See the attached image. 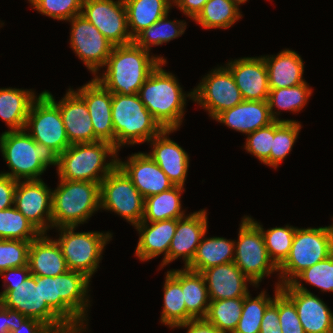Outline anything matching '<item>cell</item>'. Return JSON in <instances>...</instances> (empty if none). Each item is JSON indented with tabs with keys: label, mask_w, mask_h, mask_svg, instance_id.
<instances>
[{
	"label": "cell",
	"mask_w": 333,
	"mask_h": 333,
	"mask_svg": "<svg viewBox=\"0 0 333 333\" xmlns=\"http://www.w3.org/2000/svg\"><path fill=\"white\" fill-rule=\"evenodd\" d=\"M280 289L294 302L305 333H333V313L299 280L282 285Z\"/></svg>",
	"instance_id": "cell-18"
},
{
	"label": "cell",
	"mask_w": 333,
	"mask_h": 333,
	"mask_svg": "<svg viewBox=\"0 0 333 333\" xmlns=\"http://www.w3.org/2000/svg\"><path fill=\"white\" fill-rule=\"evenodd\" d=\"M249 218L261 229L268 255L274 264L279 267L290 253L297 227L288 224L284 227H273L264 230L260 223L252 219L251 216Z\"/></svg>",
	"instance_id": "cell-42"
},
{
	"label": "cell",
	"mask_w": 333,
	"mask_h": 333,
	"mask_svg": "<svg viewBox=\"0 0 333 333\" xmlns=\"http://www.w3.org/2000/svg\"><path fill=\"white\" fill-rule=\"evenodd\" d=\"M168 13L150 27L141 31L133 42L150 52L152 46L162 45L184 34L186 22L168 20Z\"/></svg>",
	"instance_id": "cell-38"
},
{
	"label": "cell",
	"mask_w": 333,
	"mask_h": 333,
	"mask_svg": "<svg viewBox=\"0 0 333 333\" xmlns=\"http://www.w3.org/2000/svg\"><path fill=\"white\" fill-rule=\"evenodd\" d=\"M17 180L0 174V210L14 206V194Z\"/></svg>",
	"instance_id": "cell-50"
},
{
	"label": "cell",
	"mask_w": 333,
	"mask_h": 333,
	"mask_svg": "<svg viewBox=\"0 0 333 333\" xmlns=\"http://www.w3.org/2000/svg\"><path fill=\"white\" fill-rule=\"evenodd\" d=\"M273 299L265 291L252 299L249 292L244 297L241 318L234 333H259L264 312Z\"/></svg>",
	"instance_id": "cell-43"
},
{
	"label": "cell",
	"mask_w": 333,
	"mask_h": 333,
	"mask_svg": "<svg viewBox=\"0 0 333 333\" xmlns=\"http://www.w3.org/2000/svg\"><path fill=\"white\" fill-rule=\"evenodd\" d=\"M40 234L14 206L0 210V239L31 242Z\"/></svg>",
	"instance_id": "cell-41"
},
{
	"label": "cell",
	"mask_w": 333,
	"mask_h": 333,
	"mask_svg": "<svg viewBox=\"0 0 333 333\" xmlns=\"http://www.w3.org/2000/svg\"><path fill=\"white\" fill-rule=\"evenodd\" d=\"M118 150L107 141L70 145L59 155L58 176L70 181H101L118 165ZM111 156L109 162L106 158Z\"/></svg>",
	"instance_id": "cell-5"
},
{
	"label": "cell",
	"mask_w": 333,
	"mask_h": 333,
	"mask_svg": "<svg viewBox=\"0 0 333 333\" xmlns=\"http://www.w3.org/2000/svg\"><path fill=\"white\" fill-rule=\"evenodd\" d=\"M242 16L239 7L230 0H209L194 19L204 29L231 27Z\"/></svg>",
	"instance_id": "cell-37"
},
{
	"label": "cell",
	"mask_w": 333,
	"mask_h": 333,
	"mask_svg": "<svg viewBox=\"0 0 333 333\" xmlns=\"http://www.w3.org/2000/svg\"><path fill=\"white\" fill-rule=\"evenodd\" d=\"M270 89L297 86L306 82L303 79L304 61L293 50L285 49L277 55L263 56Z\"/></svg>",
	"instance_id": "cell-29"
},
{
	"label": "cell",
	"mask_w": 333,
	"mask_h": 333,
	"mask_svg": "<svg viewBox=\"0 0 333 333\" xmlns=\"http://www.w3.org/2000/svg\"><path fill=\"white\" fill-rule=\"evenodd\" d=\"M183 191H185L183 186L174 185L166 191L145 198L142 222H158L185 217V210H182L181 204Z\"/></svg>",
	"instance_id": "cell-34"
},
{
	"label": "cell",
	"mask_w": 333,
	"mask_h": 333,
	"mask_svg": "<svg viewBox=\"0 0 333 333\" xmlns=\"http://www.w3.org/2000/svg\"><path fill=\"white\" fill-rule=\"evenodd\" d=\"M90 280L85 274L72 270L55 277L41 276L42 300L74 332H86Z\"/></svg>",
	"instance_id": "cell-2"
},
{
	"label": "cell",
	"mask_w": 333,
	"mask_h": 333,
	"mask_svg": "<svg viewBox=\"0 0 333 333\" xmlns=\"http://www.w3.org/2000/svg\"><path fill=\"white\" fill-rule=\"evenodd\" d=\"M305 281L324 292H333V256L304 269L294 280Z\"/></svg>",
	"instance_id": "cell-47"
},
{
	"label": "cell",
	"mask_w": 333,
	"mask_h": 333,
	"mask_svg": "<svg viewBox=\"0 0 333 333\" xmlns=\"http://www.w3.org/2000/svg\"><path fill=\"white\" fill-rule=\"evenodd\" d=\"M76 226L59 227V238L55 239L61 248L69 270L78 271L91 279L99 267L102 253L108 241L109 232H74Z\"/></svg>",
	"instance_id": "cell-10"
},
{
	"label": "cell",
	"mask_w": 333,
	"mask_h": 333,
	"mask_svg": "<svg viewBox=\"0 0 333 333\" xmlns=\"http://www.w3.org/2000/svg\"><path fill=\"white\" fill-rule=\"evenodd\" d=\"M208 1L209 0H173V5L177 6L180 11H183L184 15L194 20Z\"/></svg>",
	"instance_id": "cell-53"
},
{
	"label": "cell",
	"mask_w": 333,
	"mask_h": 333,
	"mask_svg": "<svg viewBox=\"0 0 333 333\" xmlns=\"http://www.w3.org/2000/svg\"><path fill=\"white\" fill-rule=\"evenodd\" d=\"M194 102L208 111L213 119L244 99L230 70L225 66L212 69L193 89Z\"/></svg>",
	"instance_id": "cell-14"
},
{
	"label": "cell",
	"mask_w": 333,
	"mask_h": 333,
	"mask_svg": "<svg viewBox=\"0 0 333 333\" xmlns=\"http://www.w3.org/2000/svg\"><path fill=\"white\" fill-rule=\"evenodd\" d=\"M33 90L0 88V118L10 131L23 130L32 102L38 97Z\"/></svg>",
	"instance_id": "cell-30"
},
{
	"label": "cell",
	"mask_w": 333,
	"mask_h": 333,
	"mask_svg": "<svg viewBox=\"0 0 333 333\" xmlns=\"http://www.w3.org/2000/svg\"><path fill=\"white\" fill-rule=\"evenodd\" d=\"M311 95L312 89L307 82L293 87L270 89L267 102L272 119L274 121H281L277 116L280 114L278 112L280 110L300 112L307 104ZM275 107L278 111H275Z\"/></svg>",
	"instance_id": "cell-36"
},
{
	"label": "cell",
	"mask_w": 333,
	"mask_h": 333,
	"mask_svg": "<svg viewBox=\"0 0 333 333\" xmlns=\"http://www.w3.org/2000/svg\"><path fill=\"white\" fill-rule=\"evenodd\" d=\"M331 255V225L296 228L290 253L278 267L279 286L288 284L304 269Z\"/></svg>",
	"instance_id": "cell-8"
},
{
	"label": "cell",
	"mask_w": 333,
	"mask_h": 333,
	"mask_svg": "<svg viewBox=\"0 0 333 333\" xmlns=\"http://www.w3.org/2000/svg\"><path fill=\"white\" fill-rule=\"evenodd\" d=\"M207 218V212L203 209L177 219L176 231L168 252V264L178 257L185 261L184 268L191 263L203 235L207 232Z\"/></svg>",
	"instance_id": "cell-24"
},
{
	"label": "cell",
	"mask_w": 333,
	"mask_h": 333,
	"mask_svg": "<svg viewBox=\"0 0 333 333\" xmlns=\"http://www.w3.org/2000/svg\"><path fill=\"white\" fill-rule=\"evenodd\" d=\"M0 303L7 308L17 310L27 318H34L48 326L54 333L74 332L46 303L42 300L41 276L29 275L25 281L17 285H3Z\"/></svg>",
	"instance_id": "cell-9"
},
{
	"label": "cell",
	"mask_w": 333,
	"mask_h": 333,
	"mask_svg": "<svg viewBox=\"0 0 333 333\" xmlns=\"http://www.w3.org/2000/svg\"><path fill=\"white\" fill-rule=\"evenodd\" d=\"M118 166L131 179L144 199L174 186L168 176L147 153H134L124 162L118 158Z\"/></svg>",
	"instance_id": "cell-20"
},
{
	"label": "cell",
	"mask_w": 333,
	"mask_h": 333,
	"mask_svg": "<svg viewBox=\"0 0 333 333\" xmlns=\"http://www.w3.org/2000/svg\"><path fill=\"white\" fill-rule=\"evenodd\" d=\"M331 255L333 256V223L331 225Z\"/></svg>",
	"instance_id": "cell-57"
},
{
	"label": "cell",
	"mask_w": 333,
	"mask_h": 333,
	"mask_svg": "<svg viewBox=\"0 0 333 333\" xmlns=\"http://www.w3.org/2000/svg\"><path fill=\"white\" fill-rule=\"evenodd\" d=\"M243 304L244 297L210 301L205 319L223 333H234Z\"/></svg>",
	"instance_id": "cell-39"
},
{
	"label": "cell",
	"mask_w": 333,
	"mask_h": 333,
	"mask_svg": "<svg viewBox=\"0 0 333 333\" xmlns=\"http://www.w3.org/2000/svg\"><path fill=\"white\" fill-rule=\"evenodd\" d=\"M302 128L296 120L274 121V138L270 151V167L277 168L292 151Z\"/></svg>",
	"instance_id": "cell-40"
},
{
	"label": "cell",
	"mask_w": 333,
	"mask_h": 333,
	"mask_svg": "<svg viewBox=\"0 0 333 333\" xmlns=\"http://www.w3.org/2000/svg\"><path fill=\"white\" fill-rule=\"evenodd\" d=\"M164 57L150 56V52L134 42L114 46L102 76H94L112 94L135 95Z\"/></svg>",
	"instance_id": "cell-1"
},
{
	"label": "cell",
	"mask_w": 333,
	"mask_h": 333,
	"mask_svg": "<svg viewBox=\"0 0 333 333\" xmlns=\"http://www.w3.org/2000/svg\"><path fill=\"white\" fill-rule=\"evenodd\" d=\"M176 227L177 219L137 224L135 229H137L140 237L135 249L136 257L141 261H149L164 253L160 265L162 268L168 265V252Z\"/></svg>",
	"instance_id": "cell-26"
},
{
	"label": "cell",
	"mask_w": 333,
	"mask_h": 333,
	"mask_svg": "<svg viewBox=\"0 0 333 333\" xmlns=\"http://www.w3.org/2000/svg\"><path fill=\"white\" fill-rule=\"evenodd\" d=\"M24 129L37 143L50 147L58 155L71 145L59 107L44 92L32 102Z\"/></svg>",
	"instance_id": "cell-13"
},
{
	"label": "cell",
	"mask_w": 333,
	"mask_h": 333,
	"mask_svg": "<svg viewBox=\"0 0 333 333\" xmlns=\"http://www.w3.org/2000/svg\"><path fill=\"white\" fill-rule=\"evenodd\" d=\"M238 242L235 240L234 263L256 286L278 267L270 259L261 229L249 218L241 220Z\"/></svg>",
	"instance_id": "cell-11"
},
{
	"label": "cell",
	"mask_w": 333,
	"mask_h": 333,
	"mask_svg": "<svg viewBox=\"0 0 333 333\" xmlns=\"http://www.w3.org/2000/svg\"><path fill=\"white\" fill-rule=\"evenodd\" d=\"M230 1L234 3L237 7H239L240 4L247 2V0H230Z\"/></svg>",
	"instance_id": "cell-56"
},
{
	"label": "cell",
	"mask_w": 333,
	"mask_h": 333,
	"mask_svg": "<svg viewBox=\"0 0 333 333\" xmlns=\"http://www.w3.org/2000/svg\"><path fill=\"white\" fill-rule=\"evenodd\" d=\"M273 304L278 308L279 327L282 333H305L294 305V302L275 285Z\"/></svg>",
	"instance_id": "cell-45"
},
{
	"label": "cell",
	"mask_w": 333,
	"mask_h": 333,
	"mask_svg": "<svg viewBox=\"0 0 333 333\" xmlns=\"http://www.w3.org/2000/svg\"><path fill=\"white\" fill-rule=\"evenodd\" d=\"M114 147L147 143L163 128L141 102L138 94H112Z\"/></svg>",
	"instance_id": "cell-7"
},
{
	"label": "cell",
	"mask_w": 333,
	"mask_h": 333,
	"mask_svg": "<svg viewBox=\"0 0 333 333\" xmlns=\"http://www.w3.org/2000/svg\"><path fill=\"white\" fill-rule=\"evenodd\" d=\"M30 269L29 265L21 266V267H15V268H9L4 270L0 273V276L3 277L4 285H17L18 283H22L27 279V277L30 275ZM17 276V278H16ZM10 281H9V280ZM7 280V281H6ZM9 281V283H8ZM7 282V283H5Z\"/></svg>",
	"instance_id": "cell-54"
},
{
	"label": "cell",
	"mask_w": 333,
	"mask_h": 333,
	"mask_svg": "<svg viewBox=\"0 0 333 333\" xmlns=\"http://www.w3.org/2000/svg\"><path fill=\"white\" fill-rule=\"evenodd\" d=\"M86 103L95 135L102 141L114 145L112 121V93L98 80L91 81L75 91Z\"/></svg>",
	"instance_id": "cell-23"
},
{
	"label": "cell",
	"mask_w": 333,
	"mask_h": 333,
	"mask_svg": "<svg viewBox=\"0 0 333 333\" xmlns=\"http://www.w3.org/2000/svg\"><path fill=\"white\" fill-rule=\"evenodd\" d=\"M174 131L177 129H163L157 136H154L149 141L152 151L147 154L174 185L184 187L190 157L178 143L169 138V134Z\"/></svg>",
	"instance_id": "cell-22"
},
{
	"label": "cell",
	"mask_w": 333,
	"mask_h": 333,
	"mask_svg": "<svg viewBox=\"0 0 333 333\" xmlns=\"http://www.w3.org/2000/svg\"><path fill=\"white\" fill-rule=\"evenodd\" d=\"M70 48L96 76L103 68L114 45L82 14L71 20Z\"/></svg>",
	"instance_id": "cell-16"
},
{
	"label": "cell",
	"mask_w": 333,
	"mask_h": 333,
	"mask_svg": "<svg viewBox=\"0 0 333 333\" xmlns=\"http://www.w3.org/2000/svg\"><path fill=\"white\" fill-rule=\"evenodd\" d=\"M40 14L68 21L82 12L83 0H28Z\"/></svg>",
	"instance_id": "cell-44"
},
{
	"label": "cell",
	"mask_w": 333,
	"mask_h": 333,
	"mask_svg": "<svg viewBox=\"0 0 333 333\" xmlns=\"http://www.w3.org/2000/svg\"><path fill=\"white\" fill-rule=\"evenodd\" d=\"M165 64L161 62L156 67L140 87L138 95L163 129L178 130L185 115L186 98L193 99V91L184 93L175 75L162 68Z\"/></svg>",
	"instance_id": "cell-3"
},
{
	"label": "cell",
	"mask_w": 333,
	"mask_h": 333,
	"mask_svg": "<svg viewBox=\"0 0 333 333\" xmlns=\"http://www.w3.org/2000/svg\"><path fill=\"white\" fill-rule=\"evenodd\" d=\"M225 66L232 73L244 100H268V71L262 56L231 60Z\"/></svg>",
	"instance_id": "cell-21"
},
{
	"label": "cell",
	"mask_w": 333,
	"mask_h": 333,
	"mask_svg": "<svg viewBox=\"0 0 333 333\" xmlns=\"http://www.w3.org/2000/svg\"><path fill=\"white\" fill-rule=\"evenodd\" d=\"M164 305L161 313V323L176 328L177 325L194 319L186 310L181 288V269L167 272L164 283Z\"/></svg>",
	"instance_id": "cell-31"
},
{
	"label": "cell",
	"mask_w": 333,
	"mask_h": 333,
	"mask_svg": "<svg viewBox=\"0 0 333 333\" xmlns=\"http://www.w3.org/2000/svg\"><path fill=\"white\" fill-rule=\"evenodd\" d=\"M27 317L17 310L4 307L0 303V333H10L20 327Z\"/></svg>",
	"instance_id": "cell-49"
},
{
	"label": "cell",
	"mask_w": 333,
	"mask_h": 333,
	"mask_svg": "<svg viewBox=\"0 0 333 333\" xmlns=\"http://www.w3.org/2000/svg\"><path fill=\"white\" fill-rule=\"evenodd\" d=\"M203 235L188 270L201 273L212 266L234 262L235 241L223 237L205 238Z\"/></svg>",
	"instance_id": "cell-32"
},
{
	"label": "cell",
	"mask_w": 333,
	"mask_h": 333,
	"mask_svg": "<svg viewBox=\"0 0 333 333\" xmlns=\"http://www.w3.org/2000/svg\"><path fill=\"white\" fill-rule=\"evenodd\" d=\"M177 328H188L187 333H223L205 318L192 319L176 326Z\"/></svg>",
	"instance_id": "cell-52"
},
{
	"label": "cell",
	"mask_w": 333,
	"mask_h": 333,
	"mask_svg": "<svg viewBox=\"0 0 333 333\" xmlns=\"http://www.w3.org/2000/svg\"><path fill=\"white\" fill-rule=\"evenodd\" d=\"M30 241L0 239V273L28 265Z\"/></svg>",
	"instance_id": "cell-46"
},
{
	"label": "cell",
	"mask_w": 333,
	"mask_h": 333,
	"mask_svg": "<svg viewBox=\"0 0 333 333\" xmlns=\"http://www.w3.org/2000/svg\"><path fill=\"white\" fill-rule=\"evenodd\" d=\"M274 138V121L269 125L248 134L245 150L258 158L263 164L270 166V151Z\"/></svg>",
	"instance_id": "cell-48"
},
{
	"label": "cell",
	"mask_w": 333,
	"mask_h": 333,
	"mask_svg": "<svg viewBox=\"0 0 333 333\" xmlns=\"http://www.w3.org/2000/svg\"><path fill=\"white\" fill-rule=\"evenodd\" d=\"M43 92L59 107L71 145L100 140L94 133L86 103L75 90L69 88L66 95L58 102L49 91L44 90Z\"/></svg>",
	"instance_id": "cell-19"
},
{
	"label": "cell",
	"mask_w": 333,
	"mask_h": 333,
	"mask_svg": "<svg viewBox=\"0 0 333 333\" xmlns=\"http://www.w3.org/2000/svg\"><path fill=\"white\" fill-rule=\"evenodd\" d=\"M205 279L210 301L245 297L248 284L256 287L234 262L212 266L201 272Z\"/></svg>",
	"instance_id": "cell-25"
},
{
	"label": "cell",
	"mask_w": 333,
	"mask_h": 333,
	"mask_svg": "<svg viewBox=\"0 0 333 333\" xmlns=\"http://www.w3.org/2000/svg\"><path fill=\"white\" fill-rule=\"evenodd\" d=\"M10 333H54L48 326L34 318H27L20 327Z\"/></svg>",
	"instance_id": "cell-55"
},
{
	"label": "cell",
	"mask_w": 333,
	"mask_h": 333,
	"mask_svg": "<svg viewBox=\"0 0 333 333\" xmlns=\"http://www.w3.org/2000/svg\"><path fill=\"white\" fill-rule=\"evenodd\" d=\"M28 265L31 275L55 277L69 269L56 240L40 234L31 241Z\"/></svg>",
	"instance_id": "cell-28"
},
{
	"label": "cell",
	"mask_w": 333,
	"mask_h": 333,
	"mask_svg": "<svg viewBox=\"0 0 333 333\" xmlns=\"http://www.w3.org/2000/svg\"><path fill=\"white\" fill-rule=\"evenodd\" d=\"M124 3L129 32L134 39L145 28L169 13L173 0H124Z\"/></svg>",
	"instance_id": "cell-33"
},
{
	"label": "cell",
	"mask_w": 333,
	"mask_h": 333,
	"mask_svg": "<svg viewBox=\"0 0 333 333\" xmlns=\"http://www.w3.org/2000/svg\"><path fill=\"white\" fill-rule=\"evenodd\" d=\"M216 121L246 135L265 127L274 120L267 101L243 100L218 114Z\"/></svg>",
	"instance_id": "cell-27"
},
{
	"label": "cell",
	"mask_w": 333,
	"mask_h": 333,
	"mask_svg": "<svg viewBox=\"0 0 333 333\" xmlns=\"http://www.w3.org/2000/svg\"><path fill=\"white\" fill-rule=\"evenodd\" d=\"M259 333H282L279 327L278 308L273 303L264 312Z\"/></svg>",
	"instance_id": "cell-51"
},
{
	"label": "cell",
	"mask_w": 333,
	"mask_h": 333,
	"mask_svg": "<svg viewBox=\"0 0 333 333\" xmlns=\"http://www.w3.org/2000/svg\"><path fill=\"white\" fill-rule=\"evenodd\" d=\"M81 14L114 46L133 43L124 0H83Z\"/></svg>",
	"instance_id": "cell-15"
},
{
	"label": "cell",
	"mask_w": 333,
	"mask_h": 333,
	"mask_svg": "<svg viewBox=\"0 0 333 333\" xmlns=\"http://www.w3.org/2000/svg\"><path fill=\"white\" fill-rule=\"evenodd\" d=\"M14 207L41 234L52 228V190L42 179L17 181Z\"/></svg>",
	"instance_id": "cell-17"
},
{
	"label": "cell",
	"mask_w": 333,
	"mask_h": 333,
	"mask_svg": "<svg viewBox=\"0 0 333 333\" xmlns=\"http://www.w3.org/2000/svg\"><path fill=\"white\" fill-rule=\"evenodd\" d=\"M0 150L11 172H1L17 181L39 180L50 165L57 166L59 155L50 147L37 143L23 130L5 131L0 135Z\"/></svg>",
	"instance_id": "cell-4"
},
{
	"label": "cell",
	"mask_w": 333,
	"mask_h": 333,
	"mask_svg": "<svg viewBox=\"0 0 333 333\" xmlns=\"http://www.w3.org/2000/svg\"><path fill=\"white\" fill-rule=\"evenodd\" d=\"M99 209V183L60 179L57 188L52 190V228L78 227Z\"/></svg>",
	"instance_id": "cell-6"
},
{
	"label": "cell",
	"mask_w": 333,
	"mask_h": 333,
	"mask_svg": "<svg viewBox=\"0 0 333 333\" xmlns=\"http://www.w3.org/2000/svg\"><path fill=\"white\" fill-rule=\"evenodd\" d=\"M145 199L117 165L100 183V209L112 211L132 226L141 223Z\"/></svg>",
	"instance_id": "cell-12"
},
{
	"label": "cell",
	"mask_w": 333,
	"mask_h": 333,
	"mask_svg": "<svg viewBox=\"0 0 333 333\" xmlns=\"http://www.w3.org/2000/svg\"><path fill=\"white\" fill-rule=\"evenodd\" d=\"M181 288L187 312L194 318H205L210 299L205 279L199 272L181 269Z\"/></svg>",
	"instance_id": "cell-35"
}]
</instances>
